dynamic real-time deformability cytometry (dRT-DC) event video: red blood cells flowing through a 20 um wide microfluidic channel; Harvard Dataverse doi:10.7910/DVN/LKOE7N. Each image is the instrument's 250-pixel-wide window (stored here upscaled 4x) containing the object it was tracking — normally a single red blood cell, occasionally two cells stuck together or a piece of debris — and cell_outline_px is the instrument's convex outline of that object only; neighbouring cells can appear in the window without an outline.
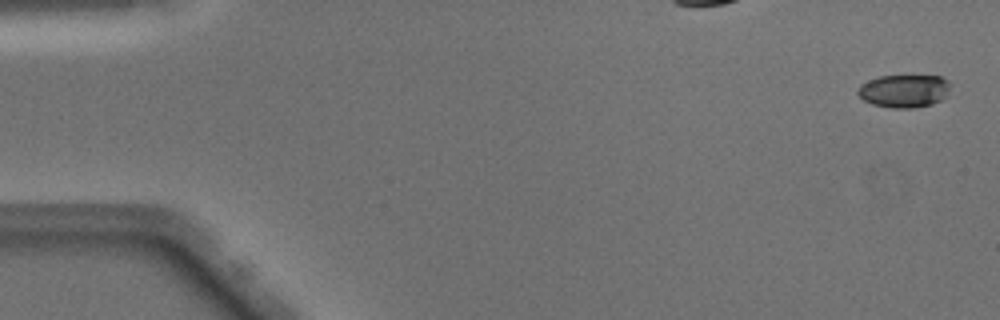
{"species": "Egyptian fruit bat (a non-hibernating species)", "species_latin": "Rousettus aegyptiacus", "temperature_condition": "warm", "stored_images_in_passage": 50, "camera_frame_rate_fps": 3000, "um_per_image_px": 0.085, "animal": {"sex": "male"}, "frame": {"image": 1, "passage_image": 2, "time_ms": 0.333, "image_size_px": [1000, 320], "cell_outline_px": [[948, 96], [932, 104], [912, 108], [892, 108], [872, 104], [864, 100], [856, 92], [860, 84], [868, 80], [880, 76], [940, 76], [948, 80]], "centroid_in_image_um": [76.83, 7.73], "position_along_channel_um": 8.2, "area_um2": 17.74}}
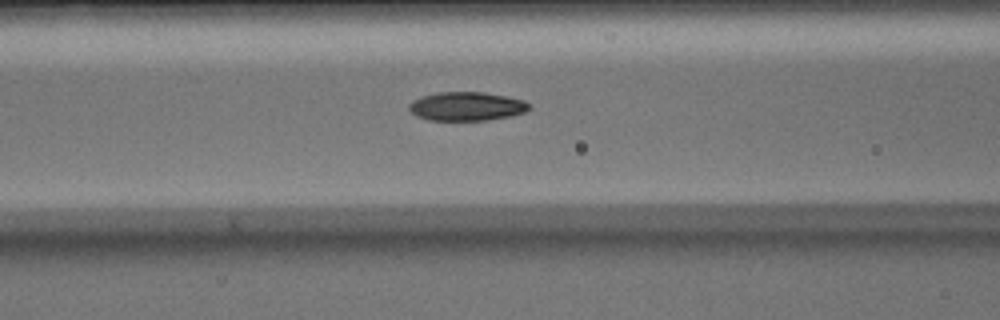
{"frame": {"image": 2, "passage_image": 21, "time_ms": 6.667, "image_size_px": [1000, 320], "cell_outline_px": [[532, 108], [524, 112], [512, 116], [488, 120], [428, 120], [416, 116], [408, 108], [408, 104], [412, 100], [436, 92], [484, 92], [508, 96], [524, 100], [532, 104]], "centroid_in_image_um": [39.7, 9.03], "position_along_channel_um": 126.9, "area_um2": 20.4}}
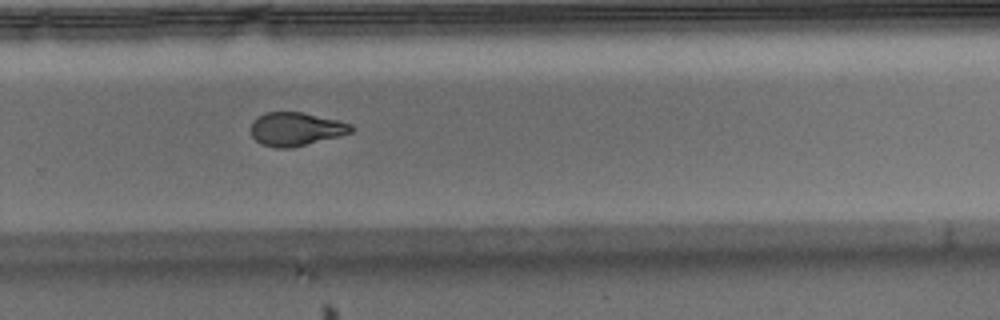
{"frame": {"image": 3, "passage_image": 34, "time_ms": 11.0, "image_size_px": [1000, 320], "cell_outline_px": [[352, 132], [340, 136], [292, 148], [276, 148], [260, 144], [252, 136], [252, 124], [264, 112], [304, 112], [352, 124]], "centroid_in_image_um": [25.16, 10.98], "position_along_channel_um": 304.6, "area_um2": 19.42}, "authors_computed_cell_mechanics": {"area_um2": 20.1433, "velocity_mm_per_s": 4.1126, "shape_relaxation_time_tau1_ms": 6.1685, "shape_relaxation_time_tau2_ms": 2.6269, "deformation_change_tau1": 0.2009, "deformation_change_tau2": 0.0938}}